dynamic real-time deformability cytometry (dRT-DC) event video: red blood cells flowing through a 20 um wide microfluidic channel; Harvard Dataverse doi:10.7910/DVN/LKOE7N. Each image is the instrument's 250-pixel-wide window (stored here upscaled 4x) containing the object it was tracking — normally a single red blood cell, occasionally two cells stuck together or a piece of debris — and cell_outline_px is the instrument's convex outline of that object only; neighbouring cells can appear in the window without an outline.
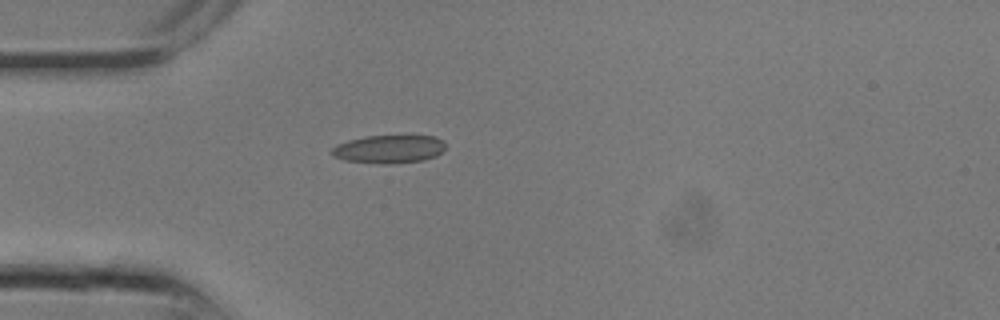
{"species": "common noctule bat (a hibernating species)", "species_latin": "Nyctalus noctula", "temperature_condition": "room temperature", "stored_images_in_passage": 3, "camera_frame_rate_fps": 3000, "um_per_image_px": 0.085, "animal": {"sex": "male", "body_mass_g": 13.3}, "frame": {"image": 1, "passage_image": 1, "time_ms": 0.0, "image_size_px": [1000, 320], "cell_outline_px": [[444, 148], [436, 156], [424, 160], [392, 164], [384, 164], [344, 160], [332, 156], [332, 148], [336, 144], [348, 140], [364, 136], [436, 136], [444, 140]], "centroid_in_image_um": [33.05, 12.67], "position_along_channel_um": 51.9, "area_um2": 18.73}}
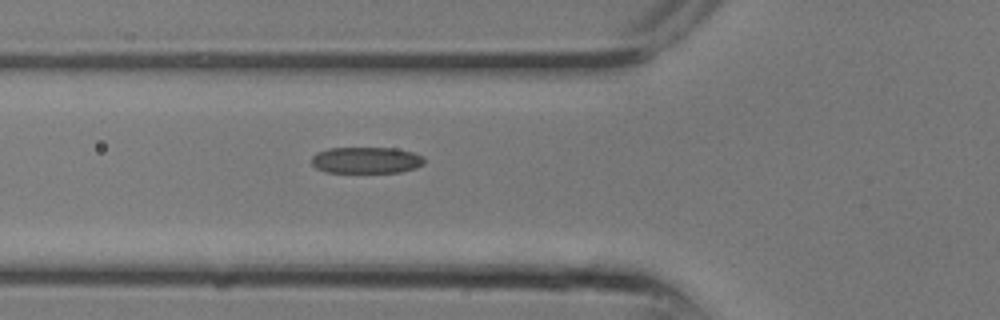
{"frame": {"image": 2, "passage_image": 3, "time_ms": 0.667, "image_size_px": [1000, 320], "cell_outline_px": [[424, 164], [416, 168], [400, 172], [324, 172], [316, 168], [312, 164], [312, 156], [316, 152], [328, 148], [396, 148], [412, 152], [424, 156]], "centroid_in_image_um": [31.13, 13.61], "position_along_channel_um": 94.7, "area_um2": 17.46}}